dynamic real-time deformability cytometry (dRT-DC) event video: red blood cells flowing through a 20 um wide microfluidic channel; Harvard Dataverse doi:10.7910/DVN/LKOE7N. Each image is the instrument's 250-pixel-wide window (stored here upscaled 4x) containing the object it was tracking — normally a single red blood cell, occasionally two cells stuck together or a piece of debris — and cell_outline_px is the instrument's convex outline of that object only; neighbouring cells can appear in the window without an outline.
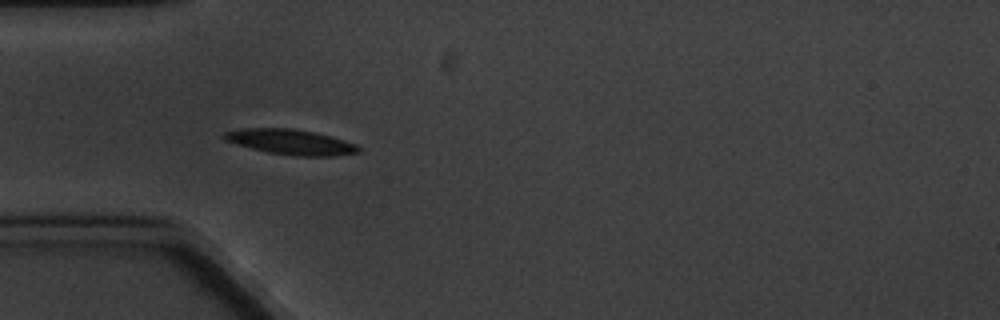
{"species": "common noctule bat (a hibernating species)", "species_latin": "Nyctalus noctula", "temperature_condition": "cold", "stored_images_in_passage": 5, "camera_frame_rate_fps": 3000, "um_per_image_px": 0.085, "animal": {"sex": "male", "body_mass_g": 20.1, "forearm_length_mm": 53.5}, "frame": {"image": 1, "passage_image": 4, "time_ms": 4.333, "image_size_px": [1000, 320], "cell_outline_px": [[360, 152], [336, 156], [292, 156], [268, 152], [236, 144], [224, 140], [220, 136], [224, 132], [240, 128], [292, 128], [312, 132], [344, 140], [356, 144], [360, 148]], "centroid_in_image_um": [24.67, 12.07], "position_along_channel_um": 60.3, "area_um2": 19.77}}